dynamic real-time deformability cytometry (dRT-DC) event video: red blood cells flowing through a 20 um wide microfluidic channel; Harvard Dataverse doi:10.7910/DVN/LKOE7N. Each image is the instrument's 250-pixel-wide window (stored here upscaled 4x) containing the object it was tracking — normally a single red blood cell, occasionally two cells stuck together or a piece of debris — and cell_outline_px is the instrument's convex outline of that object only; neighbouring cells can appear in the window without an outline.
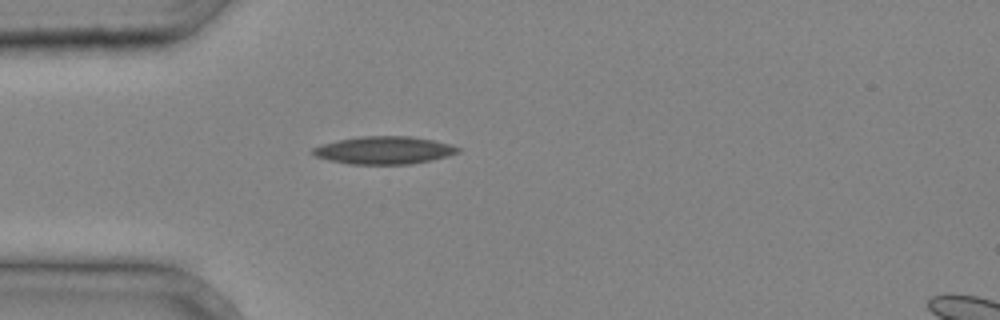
{"species": "common noctule bat (a hibernating species)", "species_latin": "Nyctalus noctula", "temperature_condition": "cold", "stored_images_in_passage": 1, "camera_frame_rate_fps": 3000, "um_per_image_px": 0.085, "animal": {"sex": "male", "body_mass_g": 20.4}, "frame": {"image": 1, "passage_image": 1, "time_ms": 0.0, "image_size_px": [1000, 320], "cell_outline_px": [[460, 152], [448, 156], [432, 160], [408, 164], [348, 164], [328, 160], [316, 156], [312, 152], [312, 148], [324, 144], [340, 140], [360, 136], [412, 136], [452, 144], [460, 148]], "centroid_in_image_um": [32.69, 12.77], "position_along_channel_um": 52.3, "area_um2": 23.35}}